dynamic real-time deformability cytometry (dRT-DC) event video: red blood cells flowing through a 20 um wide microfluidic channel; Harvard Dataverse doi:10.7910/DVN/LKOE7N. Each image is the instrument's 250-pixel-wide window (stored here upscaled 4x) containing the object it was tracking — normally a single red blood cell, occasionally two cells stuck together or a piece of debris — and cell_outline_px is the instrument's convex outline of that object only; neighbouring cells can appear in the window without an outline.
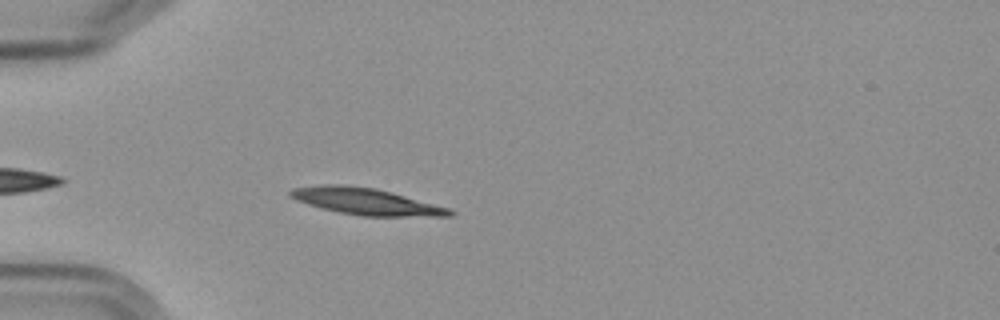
{"species": "Egyptian fruit bat (a non-hibernating species)", "species_latin": "Rousettus aegyptiacus", "temperature_condition": "cold", "stored_images_in_passage": 6, "camera_frame_rate_fps": 3000, "um_per_image_px": 0.085, "frame": {"image": 1, "passage_image": 5, "time_ms": 5.667, "image_size_px": [1000, 320], "cell_outline_px": [[456, 212], [452, 216], [360, 216], [320, 208], [296, 200], [288, 196], [288, 192], [292, 188], [320, 184], [344, 184], [376, 188], [392, 192], [448, 208]], "centroid_in_image_um": [31.05, 17.11], "position_along_channel_um": 53.9, "area_um2": 24.8}}